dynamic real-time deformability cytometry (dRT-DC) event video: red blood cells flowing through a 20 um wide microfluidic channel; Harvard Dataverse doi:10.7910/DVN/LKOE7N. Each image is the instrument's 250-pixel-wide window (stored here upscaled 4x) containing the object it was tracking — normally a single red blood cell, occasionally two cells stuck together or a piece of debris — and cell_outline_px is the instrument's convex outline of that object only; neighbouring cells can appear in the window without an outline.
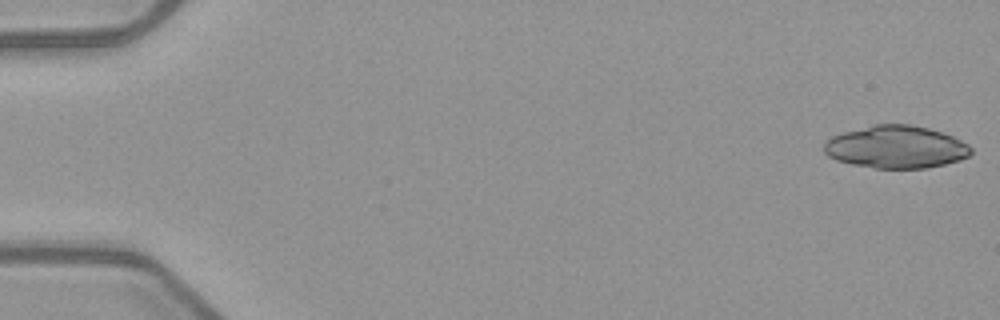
{"species": "common noctule bat (a hibernating species)", "species_latin": "Nyctalus noctula", "temperature_condition": "warm", "stored_images_in_passage": 40, "camera_frame_rate_fps": 3000, "um_per_image_px": 0.085, "animal": {"sex": "female", "body_mass_g": 21.9}, "frame": {"image": 1, "passage_image": 1, "time_ms": 0.0, "image_size_px": [1000, 320], "cell_outline_px": [[972, 152], [968, 156], [960, 160], [928, 168], [876, 168], [852, 164], [836, 160], [828, 156], [824, 152], [824, 144], [832, 136], [844, 132], [872, 124], [912, 124], [928, 128], [952, 136], [968, 144], [972, 148]], "centroid_in_image_um": [76.16, 12.49], "position_along_channel_um": 8.8, "area_um2": 36.41}}